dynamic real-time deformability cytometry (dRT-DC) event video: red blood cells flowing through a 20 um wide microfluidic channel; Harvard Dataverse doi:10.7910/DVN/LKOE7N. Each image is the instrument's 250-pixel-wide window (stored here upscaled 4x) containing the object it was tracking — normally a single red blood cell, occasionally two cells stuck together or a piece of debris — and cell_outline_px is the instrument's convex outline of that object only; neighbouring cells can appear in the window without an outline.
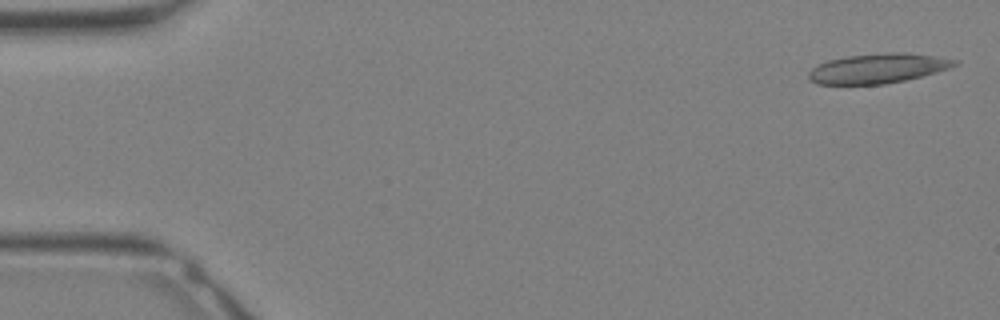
{"species": "Egyptian fruit bat (a non-hibernating species)", "species_latin": "Rousettus aegyptiacus", "temperature_condition": "warm", "stored_images_in_passage": 32, "camera_frame_rate_fps": 3000, "um_per_image_px": 0.085, "animal": {"sex": "female"}, "frame": {"image": 1, "passage_image": 1, "time_ms": 0.0, "image_size_px": [1000, 320], "cell_outline_px": [[960, 60], [956, 64], [948, 68], [936, 72], [904, 80], [884, 84], [816, 84], [808, 80], [808, 72], [812, 68], [828, 60], [848, 56], [888, 52], [908, 52]], "centroid_in_image_um": [74.59, 5.81], "position_along_channel_um": 10.4, "area_um2": 25.14}}
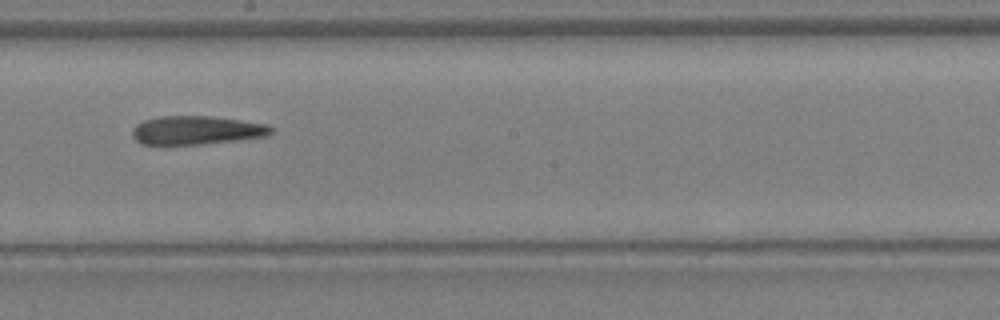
{"frame": {"image": 2, "passage_image": 18, "time_ms": 5.667, "image_size_px": [1000, 320], "cell_outline_px": [[276, 128], [268, 136], [240, 140], [200, 144], [140, 144], [132, 136], [132, 128], [136, 124], [144, 120], [160, 116], [208, 116], [268, 124]], "centroid_in_image_um": [16.73, 11.07], "position_along_channel_um": 231.5, "area_um2": 23.24}}
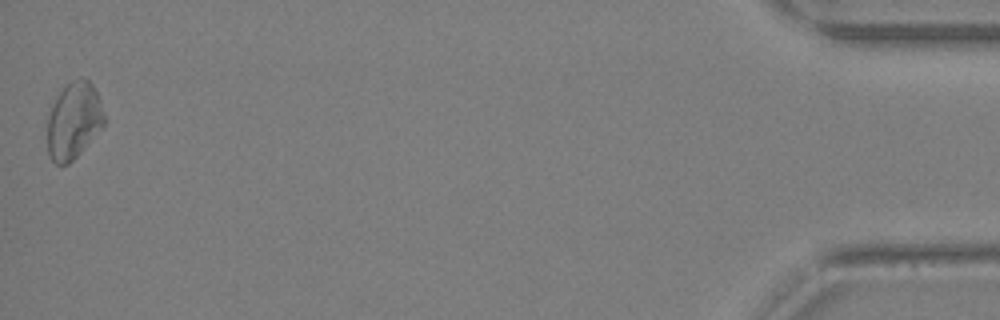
{"frame": {"image": 3, "passage_image": 32, "time_ms": 10.333, "image_size_px": [1000, 320], "cell_outline_px": [[108, 120], [80, 152], [68, 164], [56, 164], [52, 160], [48, 152], [48, 116], [52, 104], [60, 92], [72, 80], [88, 80], [92, 84], [100, 100]], "centroid_in_image_um": [6.29, 10.26], "position_along_channel_um": 428.9, "area_um2": 25.03}}